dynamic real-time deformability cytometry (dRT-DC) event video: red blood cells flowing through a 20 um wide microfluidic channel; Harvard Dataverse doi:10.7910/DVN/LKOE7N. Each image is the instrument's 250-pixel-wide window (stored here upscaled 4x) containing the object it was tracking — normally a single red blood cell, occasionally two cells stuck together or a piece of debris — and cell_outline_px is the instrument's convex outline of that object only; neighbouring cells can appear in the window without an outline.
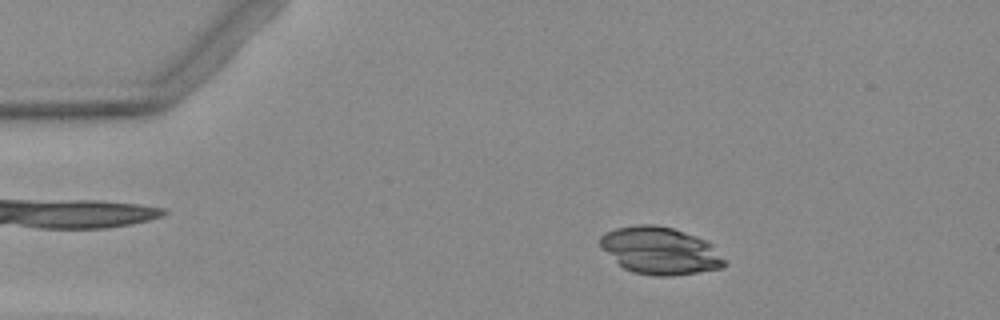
{"species": "Egyptian fruit bat (a non-hibernating species)", "species_latin": "Rousettus aegyptiacus", "temperature_condition": "warm", "stored_images_in_passage": 18, "segment_of_instrument_passage": [1, 2], "camera_frame_rate_fps": 3000, "um_per_image_px": 0.085, "animal": {"sex": "female"}, "frame": {"image": 1, "passage_image": 6, "time_ms": 1.667, "image_size_px": [1000, 320], "cell_outline_px": [[728, 264], [724, 268], [672, 276], [656, 276], [632, 272], [624, 268], [600, 244], [600, 236], [616, 228], [636, 224], [656, 224], [672, 228], [696, 236], [712, 244]], "centroid_in_image_um": [56.16, 21.31], "position_along_channel_um": 28.8, "area_um2": 33.99}}